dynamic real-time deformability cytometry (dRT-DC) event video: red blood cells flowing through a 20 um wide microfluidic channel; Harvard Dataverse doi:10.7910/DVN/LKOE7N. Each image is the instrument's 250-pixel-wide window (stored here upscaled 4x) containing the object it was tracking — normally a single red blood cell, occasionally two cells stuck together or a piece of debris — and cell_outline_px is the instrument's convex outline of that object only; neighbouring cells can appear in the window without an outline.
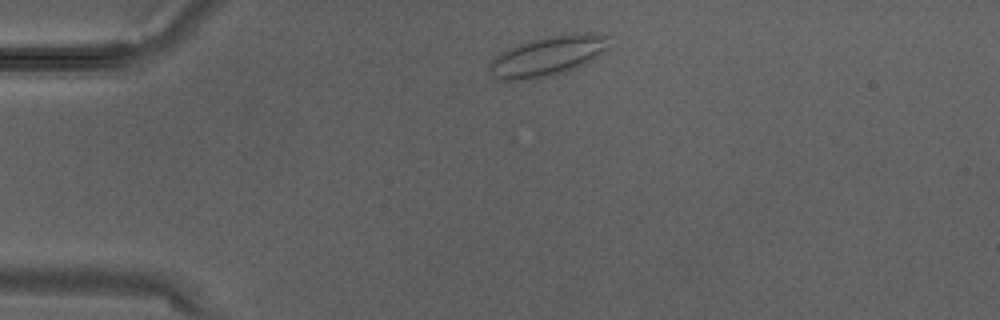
{"species": "Egyptian fruit bat (a non-hibernating species)", "species_latin": "Rousettus aegyptiacus", "temperature_condition": "warm", "stored_images_in_passage": 1, "camera_frame_rate_fps": 3000, "um_per_image_px": 0.085, "animal": {"sex": "male"}, "frame": {"image": 1, "passage_image": 1, "time_ms": 0.0, "image_size_px": [1000, 320], "cell_outline_px": [[608, 52], [568, 72], [552, 76], [528, 80], [500, 80], [492, 76], [488, 72], [488, 64], [496, 56], [508, 48], [528, 40], [548, 36], [572, 32], [588, 32], [608, 36]], "centroid_in_image_um": [46.57, 4.76], "position_along_channel_um": 38.4, "area_um2": 28.5}}